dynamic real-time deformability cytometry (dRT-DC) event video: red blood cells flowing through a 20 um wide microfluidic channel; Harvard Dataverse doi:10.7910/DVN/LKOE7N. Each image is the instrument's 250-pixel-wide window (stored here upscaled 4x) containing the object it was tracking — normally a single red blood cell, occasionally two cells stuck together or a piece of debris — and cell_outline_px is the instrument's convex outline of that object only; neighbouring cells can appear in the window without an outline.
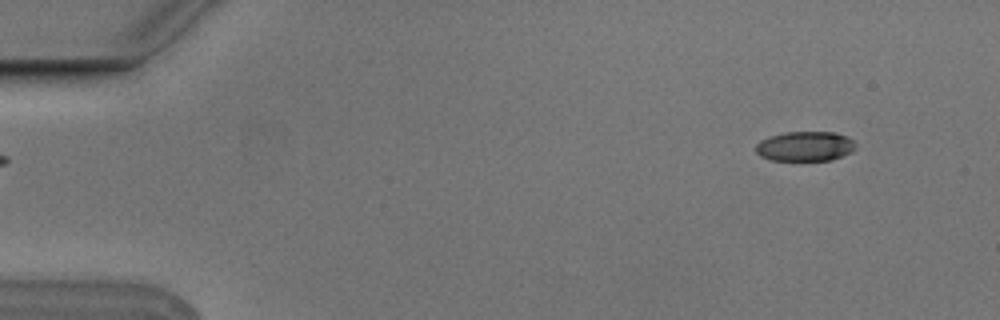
{"species": "Egyptian fruit bat (a non-hibernating species)", "species_latin": "Rousettus aegyptiacus", "temperature_condition": "cold", "stored_images_in_passage": 4, "camera_frame_rate_fps": 3000, "um_per_image_px": 0.085, "animal": {"sex": "male"}, "frame": {"image": 1, "passage_image": 1, "time_ms": 0.0, "image_size_px": [1000, 320], "cell_outline_px": [[856, 148], [852, 152], [832, 160], [772, 160], [760, 156], [756, 152], [756, 144], [760, 140], [768, 136], [784, 132], [836, 132], [848, 136], [856, 144]], "centroid_in_image_um": [68.45, 12.42], "position_along_channel_um": 16.6, "area_um2": 17.51}}